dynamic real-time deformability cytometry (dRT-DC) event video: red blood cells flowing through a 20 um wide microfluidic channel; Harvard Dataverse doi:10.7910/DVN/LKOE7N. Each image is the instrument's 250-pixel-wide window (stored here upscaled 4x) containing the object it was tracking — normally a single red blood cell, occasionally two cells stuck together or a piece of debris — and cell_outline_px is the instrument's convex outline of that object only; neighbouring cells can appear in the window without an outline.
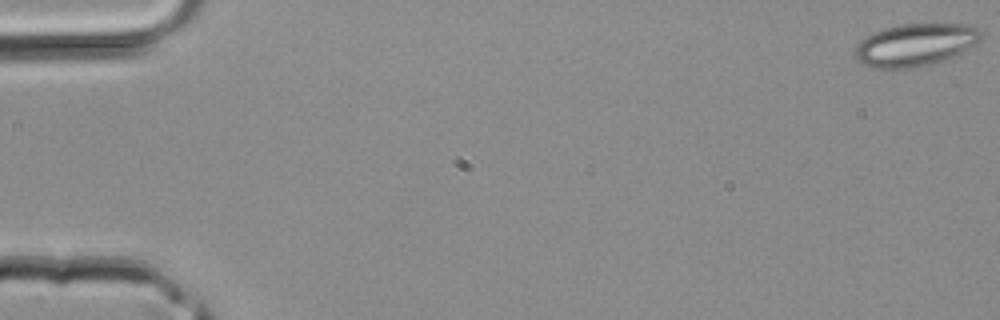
{"species": "common noctule bat (a hibernating species)", "species_latin": "Nyctalus noctula", "temperature_condition": "room temperature", "stored_images_in_passage": 10, "camera_frame_rate_fps": 3000, "um_per_image_px": 0.085, "animal": {"sex": "male", "body_mass_g": 20.4}, "frame": {"image": 1, "passage_image": 1, "time_ms": 0.0, "image_size_px": [1000, 320], "cell_outline_px": [[980, 40], [976, 44], [964, 52], [936, 64], [912, 68], [872, 68], [856, 60], [856, 44], [860, 40], [872, 32], [884, 28], [900, 24], [972, 24], [980, 32]], "centroid_in_image_um": [77.8, 3.82], "position_along_channel_um": 7.2, "area_um2": 31.56}}